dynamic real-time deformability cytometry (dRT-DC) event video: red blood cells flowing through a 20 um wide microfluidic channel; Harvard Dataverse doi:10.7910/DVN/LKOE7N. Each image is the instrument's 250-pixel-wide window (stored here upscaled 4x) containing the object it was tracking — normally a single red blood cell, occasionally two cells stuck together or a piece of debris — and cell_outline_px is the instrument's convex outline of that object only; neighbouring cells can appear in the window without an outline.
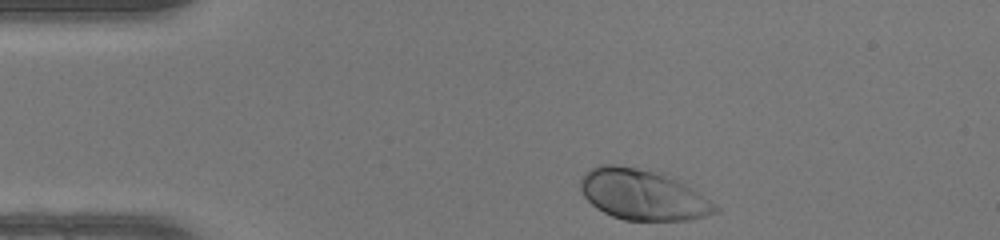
{"species": "human", "species_latin": "Homo sapiens", "temperature_condition": "warm", "stored_images_in_passage": 34, "camera_frame_rate_fps": 3000, "um_per_image_px": 0.085, "donor": {"sex": "female"}, "frame": {"image": 1, "passage_image": 1, "time_ms": 0.0, "image_size_px": [1000, 240], "cell_outline_px": [[720, 212], [692, 220], [624, 220], [612, 216], [596, 208], [584, 196], [580, 188], [580, 180], [584, 172], [600, 164], [612, 164], [636, 168], [652, 172], [676, 180], [684, 184], [720, 208]], "centroid_in_image_um": [54.59, 16.57], "position_along_channel_um": 30.4, "area_um2": 39.07}}
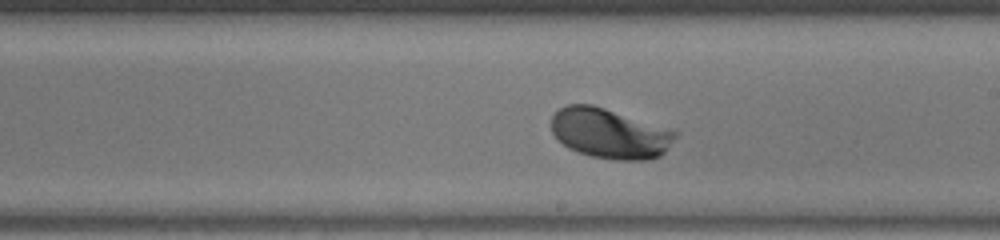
{"frame": {"image": 2, "passage_image": 20, "time_ms": 6.333, "image_size_px": [1000, 240], "cell_outline_px": [[676, 136], [664, 152], [660, 156], [648, 160], [616, 160], [592, 156], [568, 148], [552, 132], [552, 116], [560, 108], [568, 104], [592, 104], [676, 128]], "centroid_in_image_um": [51.89, 11.32], "position_along_channel_um": 237.1, "area_um2": 36.53}}
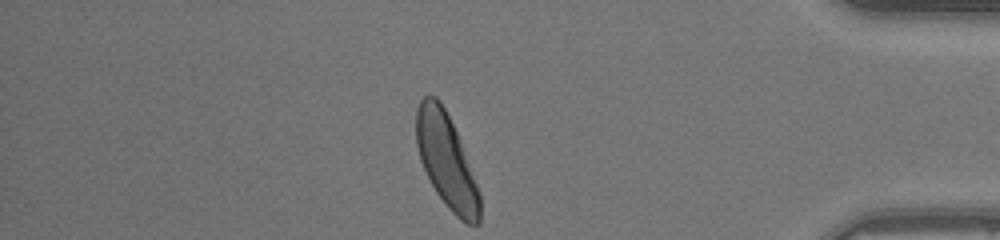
{"frame": {"image": 3, "passage_image": 34, "time_ms": 11.0, "image_size_px": [1000, 240], "cell_outline_px": [[480, 224], [468, 224], [460, 220], [448, 208], [436, 192], [420, 160], [416, 144], [416, 108], [420, 100], [424, 96], [436, 96], [440, 100], [456, 132], [480, 192]], "centroid_in_image_um": [37.93, 13.67], "position_along_channel_um": 397.3, "area_um2": 34.39}, "authors_computed_cell_mechanics": {"area_um2": 35.5181, "velocity_mm_per_s": 4.1796, "shape_relaxation_time_tau1_ms": 1.1893, "shape_relaxation_time_tau2_ms": null, "deformation_change_tau1": 0.1004, "deformation_change_tau2": null}}